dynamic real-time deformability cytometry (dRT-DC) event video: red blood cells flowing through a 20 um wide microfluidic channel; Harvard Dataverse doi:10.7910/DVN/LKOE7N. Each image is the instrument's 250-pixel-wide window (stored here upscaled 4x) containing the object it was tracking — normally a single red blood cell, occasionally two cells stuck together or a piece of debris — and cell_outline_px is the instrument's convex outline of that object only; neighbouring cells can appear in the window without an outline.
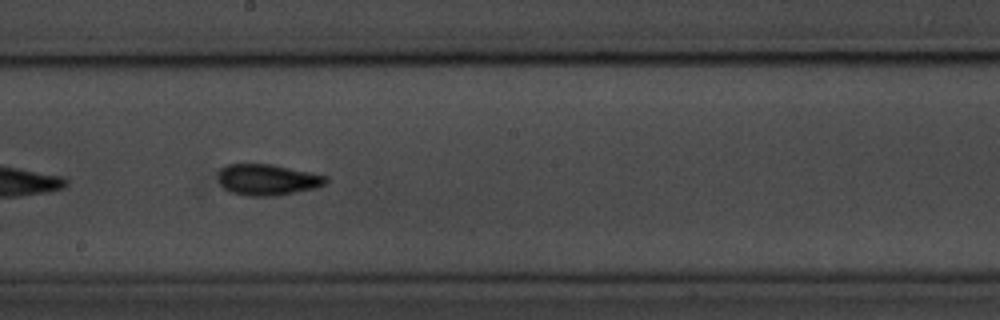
{"species": "common noctule bat (a hibernating species)", "species_latin": "Nyctalus noctula", "temperature_condition": "room temperature", "stored_images_in_passage": 34, "camera_frame_rate_fps": 3000, "um_per_image_px": 0.085, "animal": {"sex": "male", "body_mass_g": 20.1, "forearm_length_mm": 53.5}, "frame": {"image": 1, "passage_image": 29, "time_ms": 9.333, "image_size_px": [1000, 320], "cell_outline_px": [[328, 180], [324, 184], [316, 188], [276, 196], [248, 196], [232, 192], [224, 188], [220, 184], [220, 168], [228, 164], [272, 164], [328, 176]], "centroid_in_image_um": [22.76, 15.28], "position_along_channel_um": 225.4, "area_um2": 19.42}}